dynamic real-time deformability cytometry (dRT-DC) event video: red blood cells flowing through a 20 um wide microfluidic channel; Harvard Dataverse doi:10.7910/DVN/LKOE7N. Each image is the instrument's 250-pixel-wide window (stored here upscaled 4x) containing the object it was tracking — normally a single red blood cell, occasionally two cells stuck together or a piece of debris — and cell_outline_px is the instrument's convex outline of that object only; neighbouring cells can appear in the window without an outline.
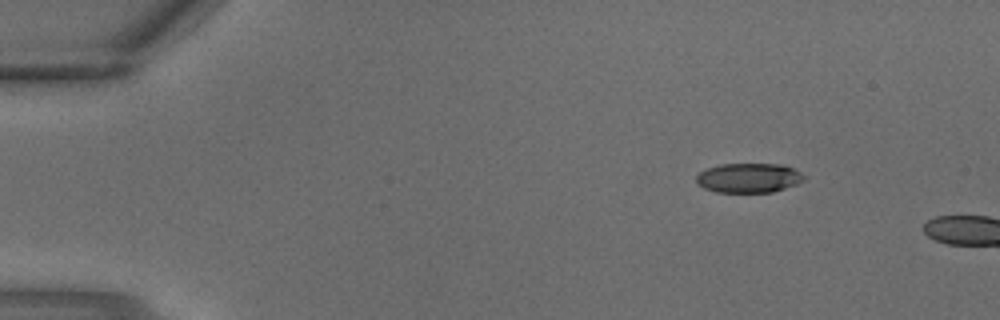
{"species": "common noctule bat (a hibernating species)", "species_latin": "Nyctalus noctula", "temperature_condition": "warm", "stored_images_in_passage": 2, "camera_frame_rate_fps": 3000, "um_per_image_px": 0.085, "animal": {"sex": "male", "body_mass_g": 18.8}, "frame": {"image": 1, "passage_image": 1, "time_ms": 0.0, "image_size_px": [1000, 320], "cell_outline_px": [[804, 180], [796, 184], [772, 192], [716, 192], [704, 188], [696, 184], [696, 176], [700, 172], [708, 168], [720, 164], [780, 164], [792, 168], [800, 172], [804, 176]], "centroid_in_image_um": [63.61, 15.12], "position_along_channel_um": 21.4, "area_um2": 18.44}}